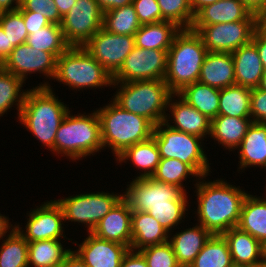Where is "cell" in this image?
Here are the masks:
<instances>
[{
  "instance_id": "cell-1",
  "label": "cell",
  "mask_w": 266,
  "mask_h": 267,
  "mask_svg": "<svg viewBox=\"0 0 266 267\" xmlns=\"http://www.w3.org/2000/svg\"><path fill=\"white\" fill-rule=\"evenodd\" d=\"M196 185L200 225L212 235H223L236 227L247 193L221 179Z\"/></svg>"
},
{
  "instance_id": "cell-2",
  "label": "cell",
  "mask_w": 266,
  "mask_h": 267,
  "mask_svg": "<svg viewBox=\"0 0 266 267\" xmlns=\"http://www.w3.org/2000/svg\"><path fill=\"white\" fill-rule=\"evenodd\" d=\"M54 95L46 83L27 90L18 118L51 151L57 129L70 111Z\"/></svg>"
},
{
  "instance_id": "cell-3",
  "label": "cell",
  "mask_w": 266,
  "mask_h": 267,
  "mask_svg": "<svg viewBox=\"0 0 266 267\" xmlns=\"http://www.w3.org/2000/svg\"><path fill=\"white\" fill-rule=\"evenodd\" d=\"M208 53L200 36L192 29H181L168 50L164 81L177 94L185 86L198 82L201 66Z\"/></svg>"
},
{
  "instance_id": "cell-4",
  "label": "cell",
  "mask_w": 266,
  "mask_h": 267,
  "mask_svg": "<svg viewBox=\"0 0 266 267\" xmlns=\"http://www.w3.org/2000/svg\"><path fill=\"white\" fill-rule=\"evenodd\" d=\"M101 123L103 147H110L115 156L126 148L152 137L154 125L145 117L122 109L114 101L97 110Z\"/></svg>"
},
{
  "instance_id": "cell-5",
  "label": "cell",
  "mask_w": 266,
  "mask_h": 267,
  "mask_svg": "<svg viewBox=\"0 0 266 267\" xmlns=\"http://www.w3.org/2000/svg\"><path fill=\"white\" fill-rule=\"evenodd\" d=\"M63 118L54 140L53 151L77 160L102 149L101 123L97 111Z\"/></svg>"
},
{
  "instance_id": "cell-6",
  "label": "cell",
  "mask_w": 266,
  "mask_h": 267,
  "mask_svg": "<svg viewBox=\"0 0 266 267\" xmlns=\"http://www.w3.org/2000/svg\"><path fill=\"white\" fill-rule=\"evenodd\" d=\"M113 101L122 109L148 119L154 126L164 122L165 109L173 94L164 80H143L120 83Z\"/></svg>"
},
{
  "instance_id": "cell-7",
  "label": "cell",
  "mask_w": 266,
  "mask_h": 267,
  "mask_svg": "<svg viewBox=\"0 0 266 267\" xmlns=\"http://www.w3.org/2000/svg\"><path fill=\"white\" fill-rule=\"evenodd\" d=\"M54 79L70 87L112 85V75L83 46H70L56 60Z\"/></svg>"
},
{
  "instance_id": "cell-8",
  "label": "cell",
  "mask_w": 266,
  "mask_h": 267,
  "mask_svg": "<svg viewBox=\"0 0 266 267\" xmlns=\"http://www.w3.org/2000/svg\"><path fill=\"white\" fill-rule=\"evenodd\" d=\"M152 137L156 141L161 159L176 158L188 164L199 178L203 179L208 175V158L200 145L203 138L174 130L165 122L154 126Z\"/></svg>"
},
{
  "instance_id": "cell-9",
  "label": "cell",
  "mask_w": 266,
  "mask_h": 267,
  "mask_svg": "<svg viewBox=\"0 0 266 267\" xmlns=\"http://www.w3.org/2000/svg\"><path fill=\"white\" fill-rule=\"evenodd\" d=\"M257 28L258 20L191 27L200 36L208 51L229 53L250 43Z\"/></svg>"
},
{
  "instance_id": "cell-10",
  "label": "cell",
  "mask_w": 266,
  "mask_h": 267,
  "mask_svg": "<svg viewBox=\"0 0 266 267\" xmlns=\"http://www.w3.org/2000/svg\"><path fill=\"white\" fill-rule=\"evenodd\" d=\"M168 50L135 47L123 65L112 76V85L143 80H164L167 70Z\"/></svg>"
},
{
  "instance_id": "cell-11",
  "label": "cell",
  "mask_w": 266,
  "mask_h": 267,
  "mask_svg": "<svg viewBox=\"0 0 266 267\" xmlns=\"http://www.w3.org/2000/svg\"><path fill=\"white\" fill-rule=\"evenodd\" d=\"M123 195L104 192L80 194L56 202L63 211L64 220L88 224V232L114 207Z\"/></svg>"
},
{
  "instance_id": "cell-12",
  "label": "cell",
  "mask_w": 266,
  "mask_h": 267,
  "mask_svg": "<svg viewBox=\"0 0 266 267\" xmlns=\"http://www.w3.org/2000/svg\"><path fill=\"white\" fill-rule=\"evenodd\" d=\"M102 26L103 11L95 0H77L61 22L70 46H84Z\"/></svg>"
},
{
  "instance_id": "cell-13",
  "label": "cell",
  "mask_w": 266,
  "mask_h": 267,
  "mask_svg": "<svg viewBox=\"0 0 266 267\" xmlns=\"http://www.w3.org/2000/svg\"><path fill=\"white\" fill-rule=\"evenodd\" d=\"M186 191L178 186L159 182L152 177L134 179L123 198L132 211L148 212L153 205L169 204L170 200H187Z\"/></svg>"
},
{
  "instance_id": "cell-14",
  "label": "cell",
  "mask_w": 266,
  "mask_h": 267,
  "mask_svg": "<svg viewBox=\"0 0 266 267\" xmlns=\"http://www.w3.org/2000/svg\"><path fill=\"white\" fill-rule=\"evenodd\" d=\"M83 47L113 76L135 48V41L134 36L113 34L101 28Z\"/></svg>"
},
{
  "instance_id": "cell-15",
  "label": "cell",
  "mask_w": 266,
  "mask_h": 267,
  "mask_svg": "<svg viewBox=\"0 0 266 267\" xmlns=\"http://www.w3.org/2000/svg\"><path fill=\"white\" fill-rule=\"evenodd\" d=\"M56 60L57 58L52 53L23 43L10 52L3 62V69L23 81H25L26 74L38 71L53 79L56 72Z\"/></svg>"
},
{
  "instance_id": "cell-16",
  "label": "cell",
  "mask_w": 266,
  "mask_h": 267,
  "mask_svg": "<svg viewBox=\"0 0 266 267\" xmlns=\"http://www.w3.org/2000/svg\"><path fill=\"white\" fill-rule=\"evenodd\" d=\"M62 220L64 221L62 208L54 200L44 203L29 214L25 234L21 231L19 225L14 227L28 242L49 239L59 240L60 237H64Z\"/></svg>"
},
{
  "instance_id": "cell-17",
  "label": "cell",
  "mask_w": 266,
  "mask_h": 267,
  "mask_svg": "<svg viewBox=\"0 0 266 267\" xmlns=\"http://www.w3.org/2000/svg\"><path fill=\"white\" fill-rule=\"evenodd\" d=\"M75 252L88 267H120L129 247L98 238L91 232Z\"/></svg>"
},
{
  "instance_id": "cell-18",
  "label": "cell",
  "mask_w": 266,
  "mask_h": 267,
  "mask_svg": "<svg viewBox=\"0 0 266 267\" xmlns=\"http://www.w3.org/2000/svg\"><path fill=\"white\" fill-rule=\"evenodd\" d=\"M132 210L122 197L92 230L98 238L126 245L130 248Z\"/></svg>"
},
{
  "instance_id": "cell-19",
  "label": "cell",
  "mask_w": 266,
  "mask_h": 267,
  "mask_svg": "<svg viewBox=\"0 0 266 267\" xmlns=\"http://www.w3.org/2000/svg\"><path fill=\"white\" fill-rule=\"evenodd\" d=\"M241 20H258L241 0H219L203 7L194 18L192 26H206Z\"/></svg>"
},
{
  "instance_id": "cell-20",
  "label": "cell",
  "mask_w": 266,
  "mask_h": 267,
  "mask_svg": "<svg viewBox=\"0 0 266 267\" xmlns=\"http://www.w3.org/2000/svg\"><path fill=\"white\" fill-rule=\"evenodd\" d=\"M198 82L217 89L235 85V68L229 52H211L205 56Z\"/></svg>"
},
{
  "instance_id": "cell-21",
  "label": "cell",
  "mask_w": 266,
  "mask_h": 267,
  "mask_svg": "<svg viewBox=\"0 0 266 267\" xmlns=\"http://www.w3.org/2000/svg\"><path fill=\"white\" fill-rule=\"evenodd\" d=\"M173 95L175 96V94L170 96L167 107H170V112L173 115V120L176 126L170 125L167 117L164 120L165 124L174 130L199 136L201 138H204L207 134L210 135L211 120L189 105L182 98L181 100L179 99V101L176 100V102H173Z\"/></svg>"
},
{
  "instance_id": "cell-22",
  "label": "cell",
  "mask_w": 266,
  "mask_h": 267,
  "mask_svg": "<svg viewBox=\"0 0 266 267\" xmlns=\"http://www.w3.org/2000/svg\"><path fill=\"white\" fill-rule=\"evenodd\" d=\"M231 54L235 68V84L250 89L257 88L265 69L256 45L251 41Z\"/></svg>"
},
{
  "instance_id": "cell-23",
  "label": "cell",
  "mask_w": 266,
  "mask_h": 267,
  "mask_svg": "<svg viewBox=\"0 0 266 267\" xmlns=\"http://www.w3.org/2000/svg\"><path fill=\"white\" fill-rule=\"evenodd\" d=\"M229 245L233 264L259 267L263 260L262 243L237 226L223 234Z\"/></svg>"
},
{
  "instance_id": "cell-24",
  "label": "cell",
  "mask_w": 266,
  "mask_h": 267,
  "mask_svg": "<svg viewBox=\"0 0 266 267\" xmlns=\"http://www.w3.org/2000/svg\"><path fill=\"white\" fill-rule=\"evenodd\" d=\"M132 241L130 249L141 250L145 247L165 243L168 231L148 212L132 211L131 217Z\"/></svg>"
},
{
  "instance_id": "cell-25",
  "label": "cell",
  "mask_w": 266,
  "mask_h": 267,
  "mask_svg": "<svg viewBox=\"0 0 266 267\" xmlns=\"http://www.w3.org/2000/svg\"><path fill=\"white\" fill-rule=\"evenodd\" d=\"M212 234L199 224L177 233L169 242L181 267H189Z\"/></svg>"
},
{
  "instance_id": "cell-26",
  "label": "cell",
  "mask_w": 266,
  "mask_h": 267,
  "mask_svg": "<svg viewBox=\"0 0 266 267\" xmlns=\"http://www.w3.org/2000/svg\"><path fill=\"white\" fill-rule=\"evenodd\" d=\"M239 148L241 169L256 165L266 168V123L252 122Z\"/></svg>"
},
{
  "instance_id": "cell-27",
  "label": "cell",
  "mask_w": 266,
  "mask_h": 267,
  "mask_svg": "<svg viewBox=\"0 0 266 267\" xmlns=\"http://www.w3.org/2000/svg\"><path fill=\"white\" fill-rule=\"evenodd\" d=\"M180 30L181 28L171 21L141 25L134 34L135 47L169 50L175 35Z\"/></svg>"
},
{
  "instance_id": "cell-28",
  "label": "cell",
  "mask_w": 266,
  "mask_h": 267,
  "mask_svg": "<svg viewBox=\"0 0 266 267\" xmlns=\"http://www.w3.org/2000/svg\"><path fill=\"white\" fill-rule=\"evenodd\" d=\"M237 227L261 243L266 240V199L247 194L243 200Z\"/></svg>"
},
{
  "instance_id": "cell-29",
  "label": "cell",
  "mask_w": 266,
  "mask_h": 267,
  "mask_svg": "<svg viewBox=\"0 0 266 267\" xmlns=\"http://www.w3.org/2000/svg\"><path fill=\"white\" fill-rule=\"evenodd\" d=\"M175 95L185 100L210 120L218 116L220 89L194 82L185 86Z\"/></svg>"
},
{
  "instance_id": "cell-30",
  "label": "cell",
  "mask_w": 266,
  "mask_h": 267,
  "mask_svg": "<svg viewBox=\"0 0 266 267\" xmlns=\"http://www.w3.org/2000/svg\"><path fill=\"white\" fill-rule=\"evenodd\" d=\"M251 118L218 115L211 120V137L229 149H237L251 125Z\"/></svg>"
},
{
  "instance_id": "cell-31",
  "label": "cell",
  "mask_w": 266,
  "mask_h": 267,
  "mask_svg": "<svg viewBox=\"0 0 266 267\" xmlns=\"http://www.w3.org/2000/svg\"><path fill=\"white\" fill-rule=\"evenodd\" d=\"M129 159L138 169L144 170V173L138 176V178L151 177L155 173L161 160L155 139L151 137L146 141L136 143L126 148L117 156L119 162Z\"/></svg>"
},
{
  "instance_id": "cell-32",
  "label": "cell",
  "mask_w": 266,
  "mask_h": 267,
  "mask_svg": "<svg viewBox=\"0 0 266 267\" xmlns=\"http://www.w3.org/2000/svg\"><path fill=\"white\" fill-rule=\"evenodd\" d=\"M60 240H38L28 242V266L60 267L65 256L71 251L63 250Z\"/></svg>"
},
{
  "instance_id": "cell-33",
  "label": "cell",
  "mask_w": 266,
  "mask_h": 267,
  "mask_svg": "<svg viewBox=\"0 0 266 267\" xmlns=\"http://www.w3.org/2000/svg\"><path fill=\"white\" fill-rule=\"evenodd\" d=\"M251 89L241 85H232L220 89L218 115L238 118H251Z\"/></svg>"
},
{
  "instance_id": "cell-34",
  "label": "cell",
  "mask_w": 266,
  "mask_h": 267,
  "mask_svg": "<svg viewBox=\"0 0 266 267\" xmlns=\"http://www.w3.org/2000/svg\"><path fill=\"white\" fill-rule=\"evenodd\" d=\"M229 245L223 235H212L189 267H230Z\"/></svg>"
},
{
  "instance_id": "cell-35",
  "label": "cell",
  "mask_w": 266,
  "mask_h": 267,
  "mask_svg": "<svg viewBox=\"0 0 266 267\" xmlns=\"http://www.w3.org/2000/svg\"><path fill=\"white\" fill-rule=\"evenodd\" d=\"M140 27L133 4L103 13L102 28L110 33L134 36Z\"/></svg>"
},
{
  "instance_id": "cell-36",
  "label": "cell",
  "mask_w": 266,
  "mask_h": 267,
  "mask_svg": "<svg viewBox=\"0 0 266 267\" xmlns=\"http://www.w3.org/2000/svg\"><path fill=\"white\" fill-rule=\"evenodd\" d=\"M26 43L38 50L50 52L56 58L70 47L64 38L61 25L54 23L33 31L32 34L28 35Z\"/></svg>"
},
{
  "instance_id": "cell-37",
  "label": "cell",
  "mask_w": 266,
  "mask_h": 267,
  "mask_svg": "<svg viewBox=\"0 0 266 267\" xmlns=\"http://www.w3.org/2000/svg\"><path fill=\"white\" fill-rule=\"evenodd\" d=\"M0 248V267H29L28 241L12 228L10 235L3 240Z\"/></svg>"
},
{
  "instance_id": "cell-38",
  "label": "cell",
  "mask_w": 266,
  "mask_h": 267,
  "mask_svg": "<svg viewBox=\"0 0 266 267\" xmlns=\"http://www.w3.org/2000/svg\"><path fill=\"white\" fill-rule=\"evenodd\" d=\"M24 81L16 77L11 72L0 70V116H2L8 109L14 105L18 107V117L22 109L26 92L21 93V87ZM18 99V100H17Z\"/></svg>"
},
{
  "instance_id": "cell-39",
  "label": "cell",
  "mask_w": 266,
  "mask_h": 267,
  "mask_svg": "<svg viewBox=\"0 0 266 267\" xmlns=\"http://www.w3.org/2000/svg\"><path fill=\"white\" fill-rule=\"evenodd\" d=\"M188 175L199 177L188 164L176 158H168L160 160L155 173L151 177L159 182L172 184L183 189L182 181Z\"/></svg>"
},
{
  "instance_id": "cell-40",
  "label": "cell",
  "mask_w": 266,
  "mask_h": 267,
  "mask_svg": "<svg viewBox=\"0 0 266 267\" xmlns=\"http://www.w3.org/2000/svg\"><path fill=\"white\" fill-rule=\"evenodd\" d=\"M161 9V21L174 22L181 29H191L194 22L189 0H157Z\"/></svg>"
},
{
  "instance_id": "cell-41",
  "label": "cell",
  "mask_w": 266,
  "mask_h": 267,
  "mask_svg": "<svg viewBox=\"0 0 266 267\" xmlns=\"http://www.w3.org/2000/svg\"><path fill=\"white\" fill-rule=\"evenodd\" d=\"M187 200H170L169 204L153 205L148 213L169 232L182 220L186 209Z\"/></svg>"
},
{
  "instance_id": "cell-42",
  "label": "cell",
  "mask_w": 266,
  "mask_h": 267,
  "mask_svg": "<svg viewBox=\"0 0 266 267\" xmlns=\"http://www.w3.org/2000/svg\"><path fill=\"white\" fill-rule=\"evenodd\" d=\"M0 25L13 48L26 43L28 31L23 16L18 10L0 12Z\"/></svg>"
},
{
  "instance_id": "cell-43",
  "label": "cell",
  "mask_w": 266,
  "mask_h": 267,
  "mask_svg": "<svg viewBox=\"0 0 266 267\" xmlns=\"http://www.w3.org/2000/svg\"><path fill=\"white\" fill-rule=\"evenodd\" d=\"M139 251L144 256L148 267H181L169 241L148 246Z\"/></svg>"
},
{
  "instance_id": "cell-44",
  "label": "cell",
  "mask_w": 266,
  "mask_h": 267,
  "mask_svg": "<svg viewBox=\"0 0 266 267\" xmlns=\"http://www.w3.org/2000/svg\"><path fill=\"white\" fill-rule=\"evenodd\" d=\"M18 11H34L44 15L50 23L61 25L60 16L54 0H21Z\"/></svg>"
},
{
  "instance_id": "cell-45",
  "label": "cell",
  "mask_w": 266,
  "mask_h": 267,
  "mask_svg": "<svg viewBox=\"0 0 266 267\" xmlns=\"http://www.w3.org/2000/svg\"><path fill=\"white\" fill-rule=\"evenodd\" d=\"M132 4L141 25L161 21V9L157 0H133Z\"/></svg>"
},
{
  "instance_id": "cell-46",
  "label": "cell",
  "mask_w": 266,
  "mask_h": 267,
  "mask_svg": "<svg viewBox=\"0 0 266 267\" xmlns=\"http://www.w3.org/2000/svg\"><path fill=\"white\" fill-rule=\"evenodd\" d=\"M250 115L252 122L266 123V91L251 89Z\"/></svg>"
},
{
  "instance_id": "cell-47",
  "label": "cell",
  "mask_w": 266,
  "mask_h": 267,
  "mask_svg": "<svg viewBox=\"0 0 266 267\" xmlns=\"http://www.w3.org/2000/svg\"><path fill=\"white\" fill-rule=\"evenodd\" d=\"M24 19V23L26 26V29L28 31V35L32 34L33 31L40 30L46 26H48L50 21L44 16L39 15V13L34 11H19Z\"/></svg>"
},
{
  "instance_id": "cell-48",
  "label": "cell",
  "mask_w": 266,
  "mask_h": 267,
  "mask_svg": "<svg viewBox=\"0 0 266 267\" xmlns=\"http://www.w3.org/2000/svg\"><path fill=\"white\" fill-rule=\"evenodd\" d=\"M120 267H148L146 260L140 251H129L124 256Z\"/></svg>"
},
{
  "instance_id": "cell-49",
  "label": "cell",
  "mask_w": 266,
  "mask_h": 267,
  "mask_svg": "<svg viewBox=\"0 0 266 267\" xmlns=\"http://www.w3.org/2000/svg\"><path fill=\"white\" fill-rule=\"evenodd\" d=\"M252 42L256 45L263 67L266 69V34L257 28L254 32Z\"/></svg>"
},
{
  "instance_id": "cell-50",
  "label": "cell",
  "mask_w": 266,
  "mask_h": 267,
  "mask_svg": "<svg viewBox=\"0 0 266 267\" xmlns=\"http://www.w3.org/2000/svg\"><path fill=\"white\" fill-rule=\"evenodd\" d=\"M101 10L107 12L111 9L120 8L132 4L133 0H95Z\"/></svg>"
},
{
  "instance_id": "cell-51",
  "label": "cell",
  "mask_w": 266,
  "mask_h": 267,
  "mask_svg": "<svg viewBox=\"0 0 266 267\" xmlns=\"http://www.w3.org/2000/svg\"><path fill=\"white\" fill-rule=\"evenodd\" d=\"M14 48L9 44V38L0 25V60L2 63Z\"/></svg>"
},
{
  "instance_id": "cell-52",
  "label": "cell",
  "mask_w": 266,
  "mask_h": 267,
  "mask_svg": "<svg viewBox=\"0 0 266 267\" xmlns=\"http://www.w3.org/2000/svg\"><path fill=\"white\" fill-rule=\"evenodd\" d=\"M60 267H88L75 251H70Z\"/></svg>"
},
{
  "instance_id": "cell-53",
  "label": "cell",
  "mask_w": 266,
  "mask_h": 267,
  "mask_svg": "<svg viewBox=\"0 0 266 267\" xmlns=\"http://www.w3.org/2000/svg\"><path fill=\"white\" fill-rule=\"evenodd\" d=\"M252 14L259 15L266 8V0H241Z\"/></svg>"
},
{
  "instance_id": "cell-54",
  "label": "cell",
  "mask_w": 266,
  "mask_h": 267,
  "mask_svg": "<svg viewBox=\"0 0 266 267\" xmlns=\"http://www.w3.org/2000/svg\"><path fill=\"white\" fill-rule=\"evenodd\" d=\"M77 0H54L61 17L65 16L76 4Z\"/></svg>"
},
{
  "instance_id": "cell-55",
  "label": "cell",
  "mask_w": 266,
  "mask_h": 267,
  "mask_svg": "<svg viewBox=\"0 0 266 267\" xmlns=\"http://www.w3.org/2000/svg\"><path fill=\"white\" fill-rule=\"evenodd\" d=\"M219 0H189L194 16L205 6L216 3Z\"/></svg>"
},
{
  "instance_id": "cell-56",
  "label": "cell",
  "mask_w": 266,
  "mask_h": 267,
  "mask_svg": "<svg viewBox=\"0 0 266 267\" xmlns=\"http://www.w3.org/2000/svg\"><path fill=\"white\" fill-rule=\"evenodd\" d=\"M15 2L16 6H11ZM21 5V0H0V12L17 10Z\"/></svg>"
},
{
  "instance_id": "cell-57",
  "label": "cell",
  "mask_w": 266,
  "mask_h": 267,
  "mask_svg": "<svg viewBox=\"0 0 266 267\" xmlns=\"http://www.w3.org/2000/svg\"><path fill=\"white\" fill-rule=\"evenodd\" d=\"M5 216L0 215V238L7 233V229H10L9 222ZM9 227V228H8Z\"/></svg>"
},
{
  "instance_id": "cell-58",
  "label": "cell",
  "mask_w": 266,
  "mask_h": 267,
  "mask_svg": "<svg viewBox=\"0 0 266 267\" xmlns=\"http://www.w3.org/2000/svg\"><path fill=\"white\" fill-rule=\"evenodd\" d=\"M258 28L266 34V8L258 15Z\"/></svg>"
},
{
  "instance_id": "cell-59",
  "label": "cell",
  "mask_w": 266,
  "mask_h": 267,
  "mask_svg": "<svg viewBox=\"0 0 266 267\" xmlns=\"http://www.w3.org/2000/svg\"><path fill=\"white\" fill-rule=\"evenodd\" d=\"M259 89L266 91V69L264 70L261 78V82L258 86Z\"/></svg>"
},
{
  "instance_id": "cell-60",
  "label": "cell",
  "mask_w": 266,
  "mask_h": 267,
  "mask_svg": "<svg viewBox=\"0 0 266 267\" xmlns=\"http://www.w3.org/2000/svg\"><path fill=\"white\" fill-rule=\"evenodd\" d=\"M262 256L263 259H266V240L262 242Z\"/></svg>"
},
{
  "instance_id": "cell-61",
  "label": "cell",
  "mask_w": 266,
  "mask_h": 267,
  "mask_svg": "<svg viewBox=\"0 0 266 267\" xmlns=\"http://www.w3.org/2000/svg\"><path fill=\"white\" fill-rule=\"evenodd\" d=\"M259 267H266V259H263Z\"/></svg>"
},
{
  "instance_id": "cell-62",
  "label": "cell",
  "mask_w": 266,
  "mask_h": 267,
  "mask_svg": "<svg viewBox=\"0 0 266 267\" xmlns=\"http://www.w3.org/2000/svg\"><path fill=\"white\" fill-rule=\"evenodd\" d=\"M230 267H248V266H242V265L232 264Z\"/></svg>"
},
{
  "instance_id": "cell-63",
  "label": "cell",
  "mask_w": 266,
  "mask_h": 267,
  "mask_svg": "<svg viewBox=\"0 0 266 267\" xmlns=\"http://www.w3.org/2000/svg\"><path fill=\"white\" fill-rule=\"evenodd\" d=\"M3 68V63L2 61L0 60V70Z\"/></svg>"
}]
</instances>
